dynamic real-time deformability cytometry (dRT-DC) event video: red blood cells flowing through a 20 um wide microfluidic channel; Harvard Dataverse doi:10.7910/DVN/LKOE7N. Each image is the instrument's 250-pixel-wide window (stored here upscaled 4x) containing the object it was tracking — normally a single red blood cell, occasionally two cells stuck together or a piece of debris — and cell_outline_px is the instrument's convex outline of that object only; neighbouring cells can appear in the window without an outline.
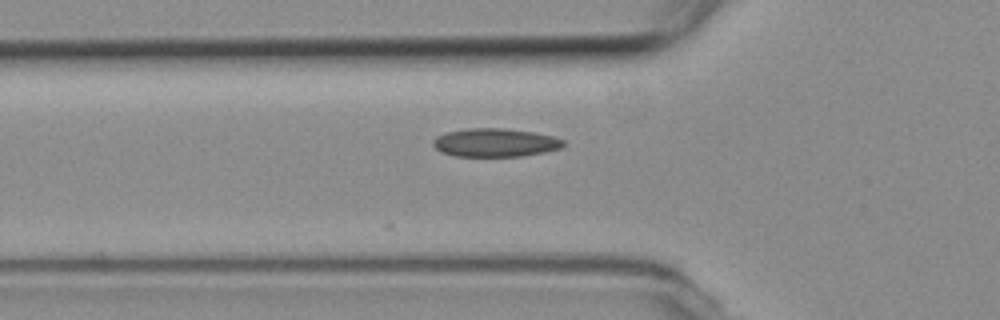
{"species": "common noctule bat (a hibernating species)", "species_latin": "Nyctalus noctula", "temperature_condition": "room temperature", "stored_images_in_passage": 11, "camera_frame_rate_fps": 3000, "um_per_image_px": 0.085, "animal": {"sex": "female", "body_mass_g": 19.3, "forearm_length_mm": 54.1}, "frame": {"image": 1, "passage_image": 3, "time_ms": 0.667, "image_size_px": [1000, 320], "cell_outline_px": [[564, 144], [560, 148], [544, 152], [520, 156], [456, 156], [440, 152], [432, 144], [432, 140], [436, 136], [448, 132], [468, 128], [504, 128], [532, 132], [552, 136], [564, 140]], "centroid_in_image_um": [42.05, 12.12], "position_along_channel_um": 83.7, "area_um2": 21.44}}
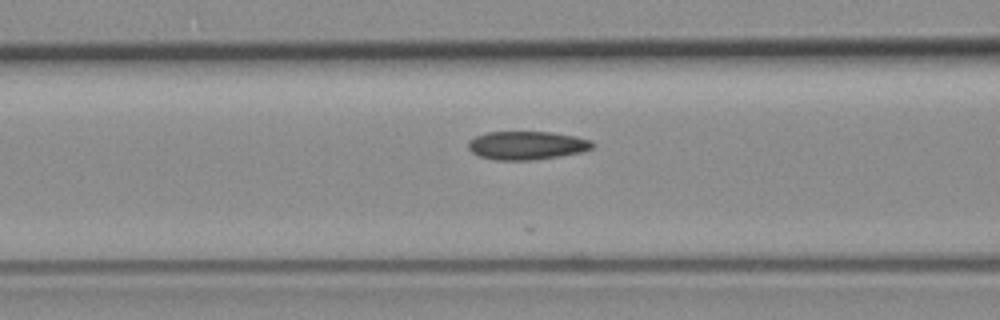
{"frame": {"image": 2, "passage_image": 6, "time_ms": 1.667, "image_size_px": [1000, 320], "cell_outline_px": [[596, 144], [592, 148], [584, 152], [560, 156], [532, 160], [496, 160], [480, 156], [472, 152], [468, 148], [468, 140], [476, 136], [488, 132], [552, 132], [576, 136], [592, 140]], "centroid_in_image_um": [44.82, 12.36], "position_along_channel_um": 121.8, "area_um2": 20.75}}
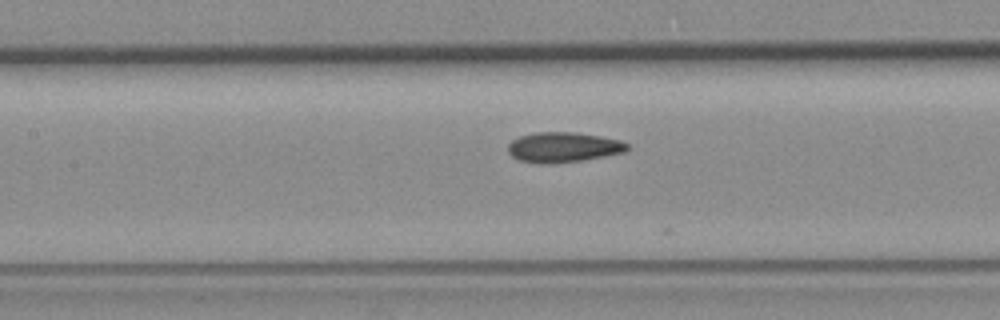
{"frame": {"image": 3, "passage_image": 9, "time_ms": 2.667, "image_size_px": [1000, 320], "cell_outline_px": [[628, 148], [624, 152], [604, 156], [580, 160], [544, 164], [540, 164], [520, 160], [512, 156], [508, 152], [508, 144], [512, 140], [520, 136], [536, 132], [576, 132], [600, 136], [620, 140], [628, 144]], "centroid_in_image_um": [47.86, 12.5], "position_along_channel_um": 159.5, "area_um2": 20.75}}